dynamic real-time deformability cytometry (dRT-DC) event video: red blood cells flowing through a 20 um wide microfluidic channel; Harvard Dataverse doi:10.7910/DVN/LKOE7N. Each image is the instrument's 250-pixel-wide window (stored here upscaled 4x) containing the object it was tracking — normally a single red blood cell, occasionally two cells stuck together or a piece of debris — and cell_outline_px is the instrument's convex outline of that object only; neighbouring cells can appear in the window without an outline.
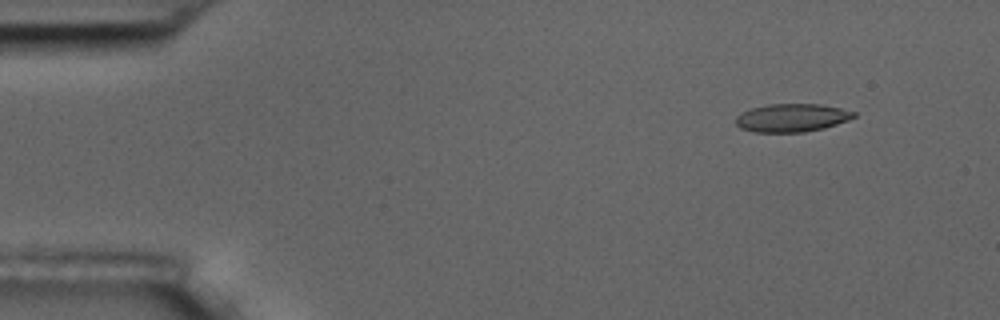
{"species": "common noctule bat (a hibernating species)", "species_latin": "Nyctalus noctula", "temperature_condition": "room temperature", "stored_images_in_passage": 4, "camera_frame_rate_fps": 3000, "um_per_image_px": 0.085, "animal": {"sex": "male", "body_mass_g": 17.5, "forearm_length_mm": 52.3}, "frame": {"image": 1, "passage_image": 1, "time_ms": 0.0, "image_size_px": [1000, 320], "cell_outline_px": [[856, 116], [848, 120], [824, 128], [804, 132], [752, 132], [740, 128], [736, 124], [736, 116], [752, 108], [768, 104], [820, 104], [840, 108], [856, 112]], "centroid_in_image_um": [67.31, 10.01], "position_along_channel_um": 17.7, "area_um2": 19.31}}